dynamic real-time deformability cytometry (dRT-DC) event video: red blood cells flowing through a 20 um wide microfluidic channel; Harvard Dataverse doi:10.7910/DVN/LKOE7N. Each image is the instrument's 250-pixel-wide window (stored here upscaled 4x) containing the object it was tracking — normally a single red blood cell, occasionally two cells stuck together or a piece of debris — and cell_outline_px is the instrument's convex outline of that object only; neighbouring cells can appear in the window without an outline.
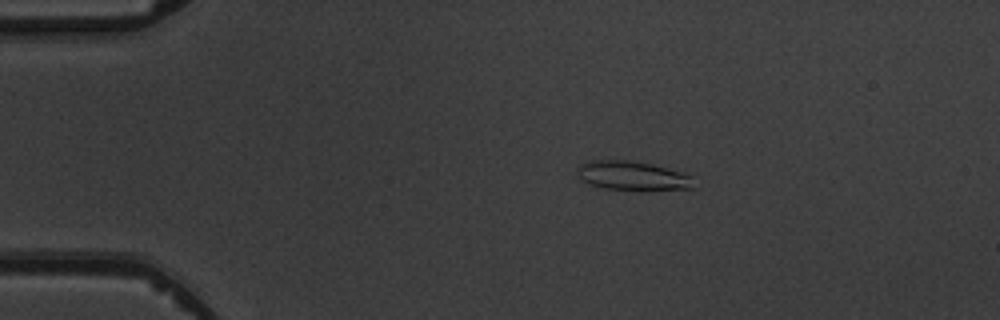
{"species": "common noctule bat (a hibernating species)", "species_latin": "Nyctalus noctula", "temperature_condition": "warm", "stored_images_in_passage": 4, "camera_frame_rate_fps": 3000, "um_per_image_px": 0.085, "animal": {"sex": "male", "body_mass_g": 19.5, "forearm_length_mm": 54.6}, "frame": {"image": 1, "passage_image": 2, "time_ms": 1.333, "image_size_px": [1000, 320], "cell_outline_px": [[692, 188], [604, 188], [588, 184], [580, 180], [580, 164], [592, 160], [624, 160], [648, 164], [680, 172], [688, 176]], "centroid_in_image_um": [53.62, 14.91], "position_along_channel_um": 31.4, "area_um2": 18.26}}